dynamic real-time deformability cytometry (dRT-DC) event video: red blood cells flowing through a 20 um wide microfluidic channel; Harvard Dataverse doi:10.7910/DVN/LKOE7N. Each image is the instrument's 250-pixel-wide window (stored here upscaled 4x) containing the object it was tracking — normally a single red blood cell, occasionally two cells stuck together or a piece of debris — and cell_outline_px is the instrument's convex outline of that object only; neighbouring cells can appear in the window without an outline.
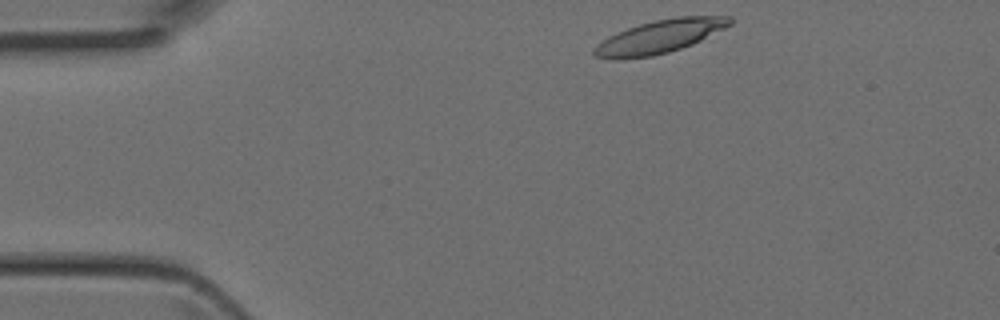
{"species": "Egyptian fruit bat (a non-hibernating species)", "species_latin": "Rousettus aegyptiacus", "temperature_condition": "room temperature", "stored_images_in_passage": 3, "camera_frame_rate_fps": 3000, "um_per_image_px": 0.085, "animal": {"sex": "female"}, "frame": {"image": 1, "passage_image": 1, "time_ms": 0.0, "image_size_px": [1000, 320], "cell_outline_px": [[732, 24], [692, 44], [668, 52], [652, 56], [620, 60], [612, 60], [596, 56], [592, 52], [596, 44], [608, 36], [628, 28], [640, 24], [656, 20], [676, 16], [732, 16]], "centroid_in_image_um": [56.04, 3.12], "position_along_channel_um": 29.0, "area_um2": 26.18}}